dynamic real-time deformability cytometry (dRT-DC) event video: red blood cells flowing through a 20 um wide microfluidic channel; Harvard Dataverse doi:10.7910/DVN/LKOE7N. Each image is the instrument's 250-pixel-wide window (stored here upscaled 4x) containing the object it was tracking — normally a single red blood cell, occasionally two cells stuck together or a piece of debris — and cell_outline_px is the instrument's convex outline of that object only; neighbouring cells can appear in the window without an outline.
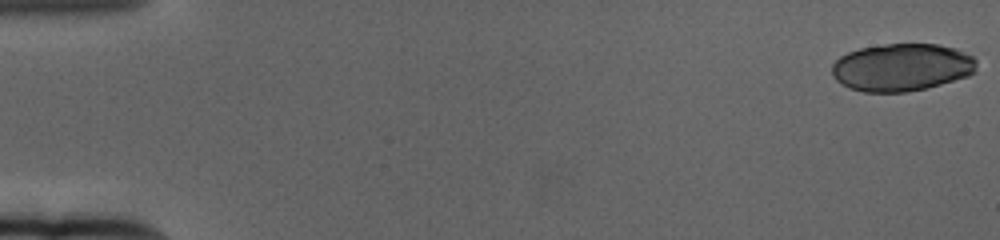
{"species": "human", "species_latin": "Homo sapiens", "temperature_condition": "cold", "stored_images_in_passage": 27, "camera_frame_rate_fps": 3000, "um_per_image_px": 0.085, "donor": {"sex": "female"}, "frame": {"image": 1, "passage_image": 1, "time_ms": 0.0, "image_size_px": [1000, 240], "cell_outline_px": [[976, 72], [968, 76], [940, 84], [924, 88], [904, 92], [864, 92], [848, 88], [840, 84], [832, 76], [832, 64], [840, 56], [848, 52], [860, 48], [884, 44], [940, 44], [956, 48], [972, 56], [976, 60]], "centroid_in_image_um": [76.63, 5.72], "position_along_channel_um": 8.4, "area_um2": 40.29}}
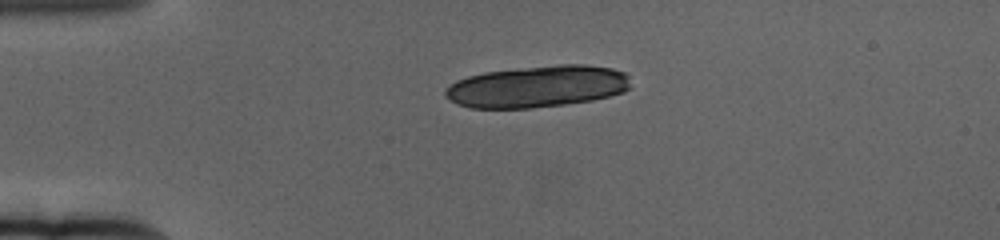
{"frame": {"image": 2, "passage_image": 15, "time_ms": 4.667, "image_size_px": [1000, 240], "cell_outline_px": [[628, 88], [624, 92], [592, 100], [564, 104], [532, 108], [472, 108], [456, 104], [444, 96], [444, 88], [456, 80], [468, 76], [484, 72], [560, 64], [584, 64], [612, 68], [624, 72], [628, 76]], "centroid_in_image_um": [45.63, 7.35], "position_along_channel_um": 39.4, "area_um2": 45.08}}